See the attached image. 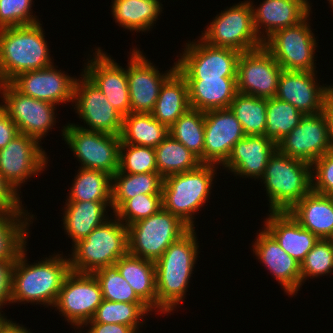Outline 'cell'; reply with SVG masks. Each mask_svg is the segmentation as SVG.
Masks as SVG:
<instances>
[{
	"instance_id": "obj_1",
	"label": "cell",
	"mask_w": 333,
	"mask_h": 333,
	"mask_svg": "<svg viewBox=\"0 0 333 333\" xmlns=\"http://www.w3.org/2000/svg\"><path fill=\"white\" fill-rule=\"evenodd\" d=\"M26 247L15 262L12 274L11 304H39L53 309L66 276L69 257L59 252L29 263Z\"/></svg>"
},
{
	"instance_id": "obj_2",
	"label": "cell",
	"mask_w": 333,
	"mask_h": 333,
	"mask_svg": "<svg viewBox=\"0 0 333 333\" xmlns=\"http://www.w3.org/2000/svg\"><path fill=\"white\" fill-rule=\"evenodd\" d=\"M195 230L190 229L173 242L155 262L157 314L160 316L171 315L186 302V292L200 254Z\"/></svg>"
},
{
	"instance_id": "obj_3",
	"label": "cell",
	"mask_w": 333,
	"mask_h": 333,
	"mask_svg": "<svg viewBox=\"0 0 333 333\" xmlns=\"http://www.w3.org/2000/svg\"><path fill=\"white\" fill-rule=\"evenodd\" d=\"M41 22L0 29V84L54 64Z\"/></svg>"
},
{
	"instance_id": "obj_4",
	"label": "cell",
	"mask_w": 333,
	"mask_h": 333,
	"mask_svg": "<svg viewBox=\"0 0 333 333\" xmlns=\"http://www.w3.org/2000/svg\"><path fill=\"white\" fill-rule=\"evenodd\" d=\"M217 170V165L201 164L194 170L165 177L162 186L163 208L194 229L195 214L209 202Z\"/></svg>"
},
{
	"instance_id": "obj_5",
	"label": "cell",
	"mask_w": 333,
	"mask_h": 333,
	"mask_svg": "<svg viewBox=\"0 0 333 333\" xmlns=\"http://www.w3.org/2000/svg\"><path fill=\"white\" fill-rule=\"evenodd\" d=\"M71 248L68 257L72 272L92 274L113 267L128 253V227L113 214Z\"/></svg>"
},
{
	"instance_id": "obj_6",
	"label": "cell",
	"mask_w": 333,
	"mask_h": 333,
	"mask_svg": "<svg viewBox=\"0 0 333 333\" xmlns=\"http://www.w3.org/2000/svg\"><path fill=\"white\" fill-rule=\"evenodd\" d=\"M260 182L269 202L268 212H287L312 190L311 164L276 150Z\"/></svg>"
},
{
	"instance_id": "obj_7",
	"label": "cell",
	"mask_w": 333,
	"mask_h": 333,
	"mask_svg": "<svg viewBox=\"0 0 333 333\" xmlns=\"http://www.w3.org/2000/svg\"><path fill=\"white\" fill-rule=\"evenodd\" d=\"M240 2L216 14L198 37L210 46L240 53L262 47L264 42L255 31L251 4L249 0Z\"/></svg>"
},
{
	"instance_id": "obj_8",
	"label": "cell",
	"mask_w": 333,
	"mask_h": 333,
	"mask_svg": "<svg viewBox=\"0 0 333 333\" xmlns=\"http://www.w3.org/2000/svg\"><path fill=\"white\" fill-rule=\"evenodd\" d=\"M191 228L163 207L128 226V253L156 262L165 250Z\"/></svg>"
},
{
	"instance_id": "obj_9",
	"label": "cell",
	"mask_w": 333,
	"mask_h": 333,
	"mask_svg": "<svg viewBox=\"0 0 333 333\" xmlns=\"http://www.w3.org/2000/svg\"><path fill=\"white\" fill-rule=\"evenodd\" d=\"M62 140L80 168L103 171L113 176L119 170L121 138L113 134L84 130L73 123L61 129Z\"/></svg>"
},
{
	"instance_id": "obj_10",
	"label": "cell",
	"mask_w": 333,
	"mask_h": 333,
	"mask_svg": "<svg viewBox=\"0 0 333 333\" xmlns=\"http://www.w3.org/2000/svg\"><path fill=\"white\" fill-rule=\"evenodd\" d=\"M310 14L299 24L275 31L264 47L285 71H317V37L312 32Z\"/></svg>"
},
{
	"instance_id": "obj_11",
	"label": "cell",
	"mask_w": 333,
	"mask_h": 333,
	"mask_svg": "<svg viewBox=\"0 0 333 333\" xmlns=\"http://www.w3.org/2000/svg\"><path fill=\"white\" fill-rule=\"evenodd\" d=\"M196 39L188 40L176 58L177 71L185 79L236 77L239 51L210 46L199 37Z\"/></svg>"
},
{
	"instance_id": "obj_12",
	"label": "cell",
	"mask_w": 333,
	"mask_h": 333,
	"mask_svg": "<svg viewBox=\"0 0 333 333\" xmlns=\"http://www.w3.org/2000/svg\"><path fill=\"white\" fill-rule=\"evenodd\" d=\"M0 98L1 109L17 125L19 133L34 137L40 143L58 122L55 113L58 106L25 96L10 83L0 84Z\"/></svg>"
},
{
	"instance_id": "obj_13",
	"label": "cell",
	"mask_w": 333,
	"mask_h": 333,
	"mask_svg": "<svg viewBox=\"0 0 333 333\" xmlns=\"http://www.w3.org/2000/svg\"><path fill=\"white\" fill-rule=\"evenodd\" d=\"M102 300V290L93 274L70 271L59 291L54 308L73 329L76 328V332L92 320Z\"/></svg>"
},
{
	"instance_id": "obj_14",
	"label": "cell",
	"mask_w": 333,
	"mask_h": 333,
	"mask_svg": "<svg viewBox=\"0 0 333 333\" xmlns=\"http://www.w3.org/2000/svg\"><path fill=\"white\" fill-rule=\"evenodd\" d=\"M41 144L36 138L19 133L0 149V173L18 193H22L21 187L28 180L47 170L50 158Z\"/></svg>"
},
{
	"instance_id": "obj_15",
	"label": "cell",
	"mask_w": 333,
	"mask_h": 333,
	"mask_svg": "<svg viewBox=\"0 0 333 333\" xmlns=\"http://www.w3.org/2000/svg\"><path fill=\"white\" fill-rule=\"evenodd\" d=\"M140 49L137 46L130 49L126 65L130 113H151L161 86L177 70V64L175 61L174 65L169 67L170 70L160 72V68H157Z\"/></svg>"
},
{
	"instance_id": "obj_16",
	"label": "cell",
	"mask_w": 333,
	"mask_h": 333,
	"mask_svg": "<svg viewBox=\"0 0 333 333\" xmlns=\"http://www.w3.org/2000/svg\"><path fill=\"white\" fill-rule=\"evenodd\" d=\"M77 78L72 107L80 121L84 122V126L73 124L84 130L120 136L124 116L108 102L101 90L82 72Z\"/></svg>"
},
{
	"instance_id": "obj_17",
	"label": "cell",
	"mask_w": 333,
	"mask_h": 333,
	"mask_svg": "<svg viewBox=\"0 0 333 333\" xmlns=\"http://www.w3.org/2000/svg\"><path fill=\"white\" fill-rule=\"evenodd\" d=\"M94 50L90 51L92 55L88 54L82 73L101 90L121 115L130 114L127 68L120 66L100 47H95Z\"/></svg>"
},
{
	"instance_id": "obj_18",
	"label": "cell",
	"mask_w": 333,
	"mask_h": 333,
	"mask_svg": "<svg viewBox=\"0 0 333 333\" xmlns=\"http://www.w3.org/2000/svg\"><path fill=\"white\" fill-rule=\"evenodd\" d=\"M282 70L264 46L242 52L237 62V91L258 98L275 97Z\"/></svg>"
},
{
	"instance_id": "obj_19",
	"label": "cell",
	"mask_w": 333,
	"mask_h": 333,
	"mask_svg": "<svg viewBox=\"0 0 333 333\" xmlns=\"http://www.w3.org/2000/svg\"><path fill=\"white\" fill-rule=\"evenodd\" d=\"M331 149L328 122L323 111L304 115L300 123L277 143L281 154L309 164Z\"/></svg>"
},
{
	"instance_id": "obj_20",
	"label": "cell",
	"mask_w": 333,
	"mask_h": 333,
	"mask_svg": "<svg viewBox=\"0 0 333 333\" xmlns=\"http://www.w3.org/2000/svg\"><path fill=\"white\" fill-rule=\"evenodd\" d=\"M56 64L40 69L25 71L9 83L21 94L54 105L74 103V86L76 76L59 69ZM68 74V75H67Z\"/></svg>"
},
{
	"instance_id": "obj_21",
	"label": "cell",
	"mask_w": 333,
	"mask_h": 333,
	"mask_svg": "<svg viewBox=\"0 0 333 333\" xmlns=\"http://www.w3.org/2000/svg\"><path fill=\"white\" fill-rule=\"evenodd\" d=\"M245 136L230 108L205 111L203 164L217 165L221 170L233 146Z\"/></svg>"
},
{
	"instance_id": "obj_22",
	"label": "cell",
	"mask_w": 333,
	"mask_h": 333,
	"mask_svg": "<svg viewBox=\"0 0 333 333\" xmlns=\"http://www.w3.org/2000/svg\"><path fill=\"white\" fill-rule=\"evenodd\" d=\"M261 228L251 251L280 284L285 295L295 297L301 288L300 263L286 253L263 226Z\"/></svg>"
},
{
	"instance_id": "obj_23",
	"label": "cell",
	"mask_w": 333,
	"mask_h": 333,
	"mask_svg": "<svg viewBox=\"0 0 333 333\" xmlns=\"http://www.w3.org/2000/svg\"><path fill=\"white\" fill-rule=\"evenodd\" d=\"M317 73L282 70L275 97L295 106L304 115L322 112L328 85L318 82Z\"/></svg>"
},
{
	"instance_id": "obj_24",
	"label": "cell",
	"mask_w": 333,
	"mask_h": 333,
	"mask_svg": "<svg viewBox=\"0 0 333 333\" xmlns=\"http://www.w3.org/2000/svg\"><path fill=\"white\" fill-rule=\"evenodd\" d=\"M249 0L255 31L264 42L275 31L295 26L312 13L310 0H262L256 6Z\"/></svg>"
},
{
	"instance_id": "obj_25",
	"label": "cell",
	"mask_w": 333,
	"mask_h": 333,
	"mask_svg": "<svg viewBox=\"0 0 333 333\" xmlns=\"http://www.w3.org/2000/svg\"><path fill=\"white\" fill-rule=\"evenodd\" d=\"M277 150V144L265 137L248 136L239 140L232 148L222 170L234 177L256 179L259 181L265 173L269 158Z\"/></svg>"
},
{
	"instance_id": "obj_26",
	"label": "cell",
	"mask_w": 333,
	"mask_h": 333,
	"mask_svg": "<svg viewBox=\"0 0 333 333\" xmlns=\"http://www.w3.org/2000/svg\"><path fill=\"white\" fill-rule=\"evenodd\" d=\"M269 213H266L263 227L286 253L301 263L319 238L302 227L288 211Z\"/></svg>"
},
{
	"instance_id": "obj_27",
	"label": "cell",
	"mask_w": 333,
	"mask_h": 333,
	"mask_svg": "<svg viewBox=\"0 0 333 333\" xmlns=\"http://www.w3.org/2000/svg\"><path fill=\"white\" fill-rule=\"evenodd\" d=\"M63 207L61 221L64 233L72 240V246L113 214L108 215L112 210V201H66Z\"/></svg>"
},
{
	"instance_id": "obj_28",
	"label": "cell",
	"mask_w": 333,
	"mask_h": 333,
	"mask_svg": "<svg viewBox=\"0 0 333 333\" xmlns=\"http://www.w3.org/2000/svg\"><path fill=\"white\" fill-rule=\"evenodd\" d=\"M288 212L319 239H333V197L311 190Z\"/></svg>"
},
{
	"instance_id": "obj_29",
	"label": "cell",
	"mask_w": 333,
	"mask_h": 333,
	"mask_svg": "<svg viewBox=\"0 0 333 333\" xmlns=\"http://www.w3.org/2000/svg\"><path fill=\"white\" fill-rule=\"evenodd\" d=\"M190 108L199 111L226 109L238 93L236 77L186 79Z\"/></svg>"
},
{
	"instance_id": "obj_30",
	"label": "cell",
	"mask_w": 333,
	"mask_h": 333,
	"mask_svg": "<svg viewBox=\"0 0 333 333\" xmlns=\"http://www.w3.org/2000/svg\"><path fill=\"white\" fill-rule=\"evenodd\" d=\"M161 0H112L111 15L118 26L130 32L148 33L164 10ZM163 9V10H162Z\"/></svg>"
},
{
	"instance_id": "obj_31",
	"label": "cell",
	"mask_w": 333,
	"mask_h": 333,
	"mask_svg": "<svg viewBox=\"0 0 333 333\" xmlns=\"http://www.w3.org/2000/svg\"><path fill=\"white\" fill-rule=\"evenodd\" d=\"M137 296L157 314L155 262L127 253L114 264Z\"/></svg>"
},
{
	"instance_id": "obj_32",
	"label": "cell",
	"mask_w": 333,
	"mask_h": 333,
	"mask_svg": "<svg viewBox=\"0 0 333 333\" xmlns=\"http://www.w3.org/2000/svg\"><path fill=\"white\" fill-rule=\"evenodd\" d=\"M34 218L32 212L0 209V261H17L28 246Z\"/></svg>"
},
{
	"instance_id": "obj_33",
	"label": "cell",
	"mask_w": 333,
	"mask_h": 333,
	"mask_svg": "<svg viewBox=\"0 0 333 333\" xmlns=\"http://www.w3.org/2000/svg\"><path fill=\"white\" fill-rule=\"evenodd\" d=\"M189 108L187 81L176 70L161 86L151 114L169 129Z\"/></svg>"
},
{
	"instance_id": "obj_34",
	"label": "cell",
	"mask_w": 333,
	"mask_h": 333,
	"mask_svg": "<svg viewBox=\"0 0 333 333\" xmlns=\"http://www.w3.org/2000/svg\"><path fill=\"white\" fill-rule=\"evenodd\" d=\"M168 135L169 129L151 113H130L123 117L121 143L156 148Z\"/></svg>"
},
{
	"instance_id": "obj_35",
	"label": "cell",
	"mask_w": 333,
	"mask_h": 333,
	"mask_svg": "<svg viewBox=\"0 0 333 333\" xmlns=\"http://www.w3.org/2000/svg\"><path fill=\"white\" fill-rule=\"evenodd\" d=\"M163 181L159 173L128 174L118 170L112 176V213L136 195L162 194Z\"/></svg>"
},
{
	"instance_id": "obj_36",
	"label": "cell",
	"mask_w": 333,
	"mask_h": 333,
	"mask_svg": "<svg viewBox=\"0 0 333 333\" xmlns=\"http://www.w3.org/2000/svg\"><path fill=\"white\" fill-rule=\"evenodd\" d=\"M65 201H112V176L93 169L78 168Z\"/></svg>"
},
{
	"instance_id": "obj_37",
	"label": "cell",
	"mask_w": 333,
	"mask_h": 333,
	"mask_svg": "<svg viewBox=\"0 0 333 333\" xmlns=\"http://www.w3.org/2000/svg\"><path fill=\"white\" fill-rule=\"evenodd\" d=\"M155 152L157 171L163 178L194 170L202 164L198 156L171 135L155 148Z\"/></svg>"
},
{
	"instance_id": "obj_38",
	"label": "cell",
	"mask_w": 333,
	"mask_h": 333,
	"mask_svg": "<svg viewBox=\"0 0 333 333\" xmlns=\"http://www.w3.org/2000/svg\"><path fill=\"white\" fill-rule=\"evenodd\" d=\"M153 312L145 303L112 302L103 299L96 310L92 320L86 323L122 324L135 328H143L146 321L143 319Z\"/></svg>"
},
{
	"instance_id": "obj_39",
	"label": "cell",
	"mask_w": 333,
	"mask_h": 333,
	"mask_svg": "<svg viewBox=\"0 0 333 333\" xmlns=\"http://www.w3.org/2000/svg\"><path fill=\"white\" fill-rule=\"evenodd\" d=\"M229 108L242 125L245 135H264L267 121V98H258L238 92Z\"/></svg>"
},
{
	"instance_id": "obj_40",
	"label": "cell",
	"mask_w": 333,
	"mask_h": 333,
	"mask_svg": "<svg viewBox=\"0 0 333 333\" xmlns=\"http://www.w3.org/2000/svg\"><path fill=\"white\" fill-rule=\"evenodd\" d=\"M266 115L264 136L276 144L288 135L304 117V114L295 106L276 97L267 99Z\"/></svg>"
},
{
	"instance_id": "obj_41",
	"label": "cell",
	"mask_w": 333,
	"mask_h": 333,
	"mask_svg": "<svg viewBox=\"0 0 333 333\" xmlns=\"http://www.w3.org/2000/svg\"><path fill=\"white\" fill-rule=\"evenodd\" d=\"M169 135L199 157L203 164L204 112L189 108L169 128Z\"/></svg>"
},
{
	"instance_id": "obj_42",
	"label": "cell",
	"mask_w": 333,
	"mask_h": 333,
	"mask_svg": "<svg viewBox=\"0 0 333 333\" xmlns=\"http://www.w3.org/2000/svg\"><path fill=\"white\" fill-rule=\"evenodd\" d=\"M301 287L306 280L333 273V239H319L300 263Z\"/></svg>"
},
{
	"instance_id": "obj_43",
	"label": "cell",
	"mask_w": 333,
	"mask_h": 333,
	"mask_svg": "<svg viewBox=\"0 0 333 333\" xmlns=\"http://www.w3.org/2000/svg\"><path fill=\"white\" fill-rule=\"evenodd\" d=\"M92 274L100 285L103 299L112 302L144 303L114 266L100 268Z\"/></svg>"
},
{
	"instance_id": "obj_44",
	"label": "cell",
	"mask_w": 333,
	"mask_h": 333,
	"mask_svg": "<svg viewBox=\"0 0 333 333\" xmlns=\"http://www.w3.org/2000/svg\"><path fill=\"white\" fill-rule=\"evenodd\" d=\"M119 171L128 174L158 173L155 148L121 143Z\"/></svg>"
},
{
	"instance_id": "obj_45",
	"label": "cell",
	"mask_w": 333,
	"mask_h": 333,
	"mask_svg": "<svg viewBox=\"0 0 333 333\" xmlns=\"http://www.w3.org/2000/svg\"><path fill=\"white\" fill-rule=\"evenodd\" d=\"M162 207V194H139L126 200L114 212V215L128 227L139 220L148 218Z\"/></svg>"
},
{
	"instance_id": "obj_46",
	"label": "cell",
	"mask_w": 333,
	"mask_h": 333,
	"mask_svg": "<svg viewBox=\"0 0 333 333\" xmlns=\"http://www.w3.org/2000/svg\"><path fill=\"white\" fill-rule=\"evenodd\" d=\"M33 3V0H0V29L41 22L31 9Z\"/></svg>"
},
{
	"instance_id": "obj_47",
	"label": "cell",
	"mask_w": 333,
	"mask_h": 333,
	"mask_svg": "<svg viewBox=\"0 0 333 333\" xmlns=\"http://www.w3.org/2000/svg\"><path fill=\"white\" fill-rule=\"evenodd\" d=\"M312 190L333 196V149L311 164Z\"/></svg>"
},
{
	"instance_id": "obj_48",
	"label": "cell",
	"mask_w": 333,
	"mask_h": 333,
	"mask_svg": "<svg viewBox=\"0 0 333 333\" xmlns=\"http://www.w3.org/2000/svg\"><path fill=\"white\" fill-rule=\"evenodd\" d=\"M13 186L0 173V209L5 211H28L22 204L20 197Z\"/></svg>"
},
{
	"instance_id": "obj_49",
	"label": "cell",
	"mask_w": 333,
	"mask_h": 333,
	"mask_svg": "<svg viewBox=\"0 0 333 333\" xmlns=\"http://www.w3.org/2000/svg\"><path fill=\"white\" fill-rule=\"evenodd\" d=\"M15 262L0 261V307L2 308L11 304L12 274Z\"/></svg>"
},
{
	"instance_id": "obj_50",
	"label": "cell",
	"mask_w": 333,
	"mask_h": 333,
	"mask_svg": "<svg viewBox=\"0 0 333 333\" xmlns=\"http://www.w3.org/2000/svg\"><path fill=\"white\" fill-rule=\"evenodd\" d=\"M84 329L86 330V333H139L133 327L111 323H85L77 332L84 333Z\"/></svg>"
},
{
	"instance_id": "obj_51",
	"label": "cell",
	"mask_w": 333,
	"mask_h": 333,
	"mask_svg": "<svg viewBox=\"0 0 333 333\" xmlns=\"http://www.w3.org/2000/svg\"><path fill=\"white\" fill-rule=\"evenodd\" d=\"M19 134L17 125L0 107V149Z\"/></svg>"
},
{
	"instance_id": "obj_52",
	"label": "cell",
	"mask_w": 333,
	"mask_h": 333,
	"mask_svg": "<svg viewBox=\"0 0 333 333\" xmlns=\"http://www.w3.org/2000/svg\"><path fill=\"white\" fill-rule=\"evenodd\" d=\"M323 112L328 122L329 138L333 149V97L329 93L324 99Z\"/></svg>"
},
{
	"instance_id": "obj_53",
	"label": "cell",
	"mask_w": 333,
	"mask_h": 333,
	"mask_svg": "<svg viewBox=\"0 0 333 333\" xmlns=\"http://www.w3.org/2000/svg\"><path fill=\"white\" fill-rule=\"evenodd\" d=\"M0 333H32L30 329L23 324L8 319L5 324L0 328Z\"/></svg>"
},
{
	"instance_id": "obj_54",
	"label": "cell",
	"mask_w": 333,
	"mask_h": 333,
	"mask_svg": "<svg viewBox=\"0 0 333 333\" xmlns=\"http://www.w3.org/2000/svg\"><path fill=\"white\" fill-rule=\"evenodd\" d=\"M2 307H0V328L5 324V322L8 320L7 316H5V313L2 311ZM3 312V314H2Z\"/></svg>"
},
{
	"instance_id": "obj_55",
	"label": "cell",
	"mask_w": 333,
	"mask_h": 333,
	"mask_svg": "<svg viewBox=\"0 0 333 333\" xmlns=\"http://www.w3.org/2000/svg\"><path fill=\"white\" fill-rule=\"evenodd\" d=\"M328 93L333 97V83L328 85Z\"/></svg>"
},
{
	"instance_id": "obj_56",
	"label": "cell",
	"mask_w": 333,
	"mask_h": 333,
	"mask_svg": "<svg viewBox=\"0 0 333 333\" xmlns=\"http://www.w3.org/2000/svg\"><path fill=\"white\" fill-rule=\"evenodd\" d=\"M327 1H329L328 3H329V5L331 6V8L333 10V0H327Z\"/></svg>"
}]
</instances>
